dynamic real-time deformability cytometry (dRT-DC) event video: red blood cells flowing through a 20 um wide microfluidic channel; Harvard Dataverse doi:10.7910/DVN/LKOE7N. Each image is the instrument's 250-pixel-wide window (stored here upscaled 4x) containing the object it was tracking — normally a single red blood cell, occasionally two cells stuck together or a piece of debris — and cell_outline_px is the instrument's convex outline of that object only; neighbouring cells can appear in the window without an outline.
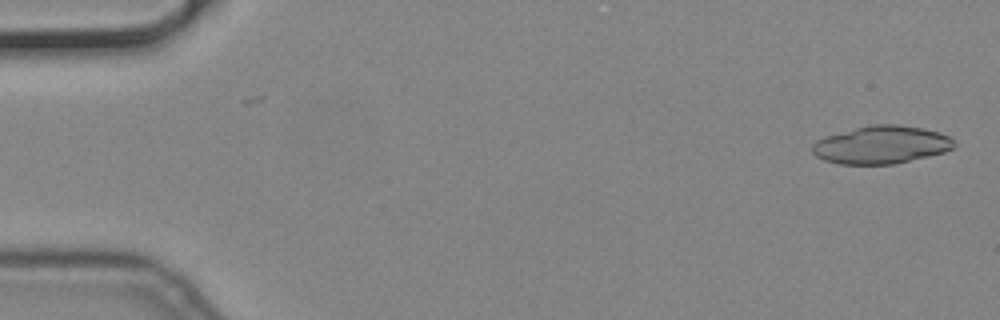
{"species": "common noctule bat (a hibernating species)", "species_latin": "Nyctalus noctula", "temperature_condition": "cold", "stored_images_in_passage": 22, "camera_frame_rate_fps": 3000, "um_per_image_px": 0.085, "animal": {"sex": "male", "body_mass_g": 19.2, "forearm_length_mm": 51.8}, "frame": {"image": 1, "passage_image": 1, "time_ms": 0.0, "image_size_px": [1000, 320], "cell_outline_px": [[956, 144], [952, 148], [944, 152], [928, 156], [892, 164], [840, 164], [824, 160], [816, 156], [812, 152], [812, 144], [816, 140], [824, 136], [872, 124], [896, 124], [920, 128], [940, 132], [948, 136]], "centroid_in_image_um": [74.88, 12.31], "position_along_channel_um": 10.1, "area_um2": 31.1}}